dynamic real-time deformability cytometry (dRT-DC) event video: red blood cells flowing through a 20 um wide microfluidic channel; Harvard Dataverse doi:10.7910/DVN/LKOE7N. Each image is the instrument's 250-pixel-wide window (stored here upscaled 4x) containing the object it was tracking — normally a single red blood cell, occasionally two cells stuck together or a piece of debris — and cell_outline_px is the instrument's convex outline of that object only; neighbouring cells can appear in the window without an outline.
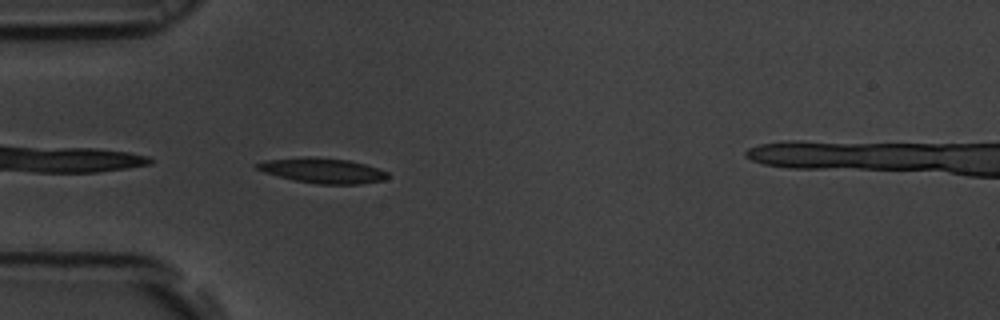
{"species": "common noctule bat (a hibernating species)", "species_latin": "Nyctalus noctula", "temperature_condition": "room temperature", "stored_images_in_passage": 41, "camera_frame_rate_fps": 3000, "um_per_image_px": 0.085, "animal": {"sex": "male", "body_mass_g": 19.5, "forearm_length_mm": 54.6}, "frame": {"image": 1, "passage_image": 1, "time_ms": 0.0, "image_size_px": [1000, 320], "cell_outline_px": [[388, 176], [384, 180], [360, 184], [316, 184], [292, 180], [264, 172], [256, 168], [252, 164], [264, 160], [300, 156], [316, 156], [348, 160], [364, 164], [388, 172]], "centroid_in_image_um": [27.35, 14.48], "position_along_channel_um": 57.7, "area_um2": 19.42}}
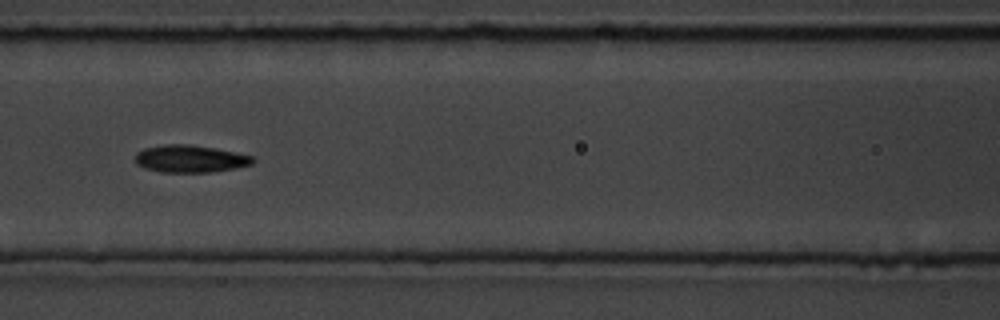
{"frame": {"image": 2, "passage_image": 9, "time_ms": 2.667, "image_size_px": [1000, 320], "cell_outline_px": [[256, 160], [252, 164], [236, 168], [212, 172], [160, 172], [144, 168], [136, 164], [132, 160], [136, 152], [144, 148], [168, 144], [188, 144], [236, 152], [252, 156]], "centroid_in_image_um": [16.12, 13.5], "position_along_channel_um": 150.5, "area_um2": 18.9}}
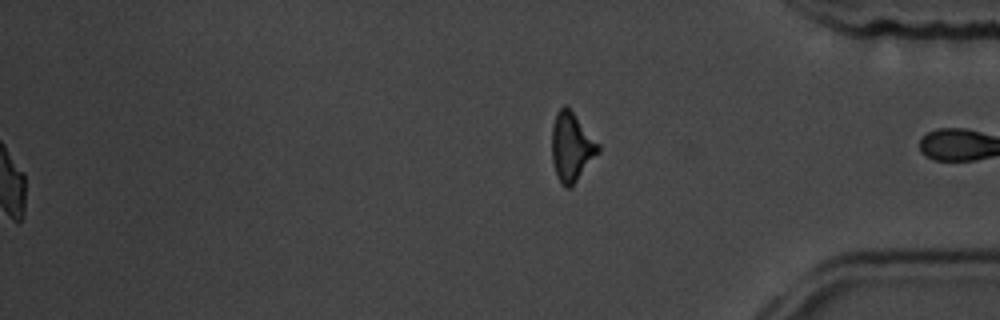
{"frame": {"image": 3, "passage_image": 41, "time_ms": 13.333, "image_size_px": [1000, 320], "cell_outline_px": [[600, 152], [572, 188], [564, 188], [560, 184], [556, 176], [552, 160], [552, 124], [556, 112], [564, 104], [572, 112], [600, 144]], "centroid_in_image_um": [48.58, 12.55], "position_along_channel_um": 386.6, "area_um2": 18.9}, "authors_computed_cell_mechanics": {"area_um2": 17.918, "velocity_mm_per_s": 3.6646, "shape_relaxation_time_tau1_ms": 5.3392, "shape_relaxation_time_tau2_ms": 4.3886, "deformation_change_tau1": 0.1571, "deformation_change_tau2": 0.1274}}